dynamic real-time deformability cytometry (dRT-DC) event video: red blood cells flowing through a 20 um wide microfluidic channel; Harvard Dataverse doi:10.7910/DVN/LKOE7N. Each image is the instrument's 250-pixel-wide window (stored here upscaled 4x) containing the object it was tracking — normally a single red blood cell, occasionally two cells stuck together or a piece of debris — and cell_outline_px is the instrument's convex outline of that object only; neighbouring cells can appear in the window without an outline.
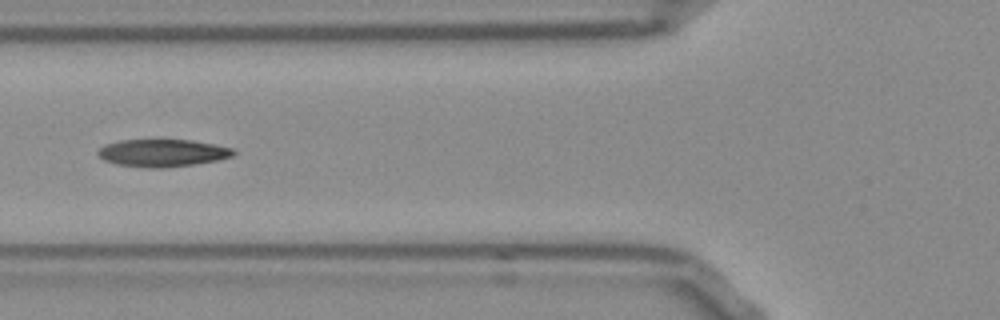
{"species": "Egyptian fruit bat (a non-hibernating species)", "species_latin": "Rousettus aegyptiacus", "temperature_condition": "room temperature", "stored_images_in_passage": 39, "camera_frame_rate_fps": 3000, "um_per_image_px": 0.085, "frame": {"image": 1, "passage_image": 6, "time_ms": 1.667, "image_size_px": [1000, 320], "cell_outline_px": [[236, 152], [232, 156], [216, 160], [192, 164], [160, 168], [148, 168], [116, 164], [104, 160], [96, 152], [100, 148], [108, 144], [120, 140], [192, 140], [232, 148]], "centroid_in_image_um": [13.79, 13.0], "position_along_channel_um": 112.0, "area_um2": 21.33}}
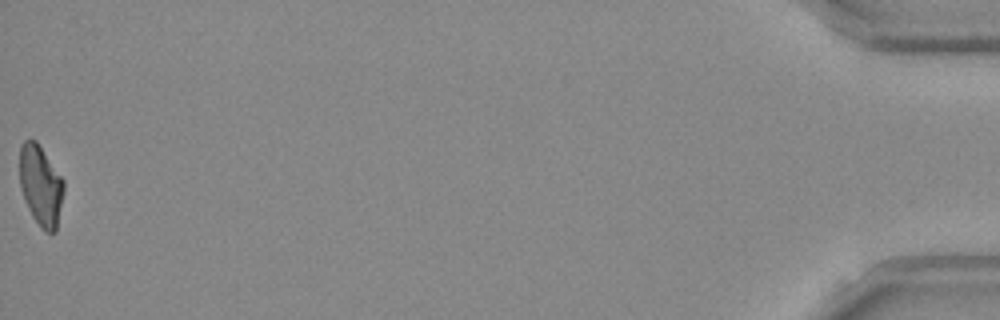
{"frame": {"image": 2, "passage_image": 39, "time_ms": 12.667, "image_size_px": [1000, 320], "cell_outline_px": [[64, 192], [56, 232], [44, 232], [40, 228], [32, 216], [24, 200], [20, 184], [20, 144], [24, 140], [36, 140], [64, 180]], "centroid_in_image_um": [3.47, 15.79], "position_along_channel_um": 431.7, "area_um2": 20.81}, "authors_computed_cell_mechanics": {"area_um2": 21.2704, "velocity_mm_per_s": 3.8708, "shape_relaxation_time_tau1_ms": null, "shape_relaxation_time_tau2_ms": 3.1168, "deformation_change_tau1": null, "deformation_change_tau2": 0.1069}}